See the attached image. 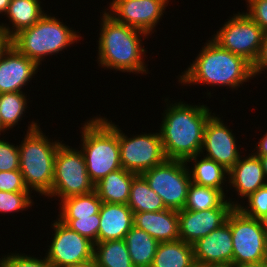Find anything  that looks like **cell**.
Here are the masks:
<instances>
[{"mask_svg": "<svg viewBox=\"0 0 267 267\" xmlns=\"http://www.w3.org/2000/svg\"><path fill=\"white\" fill-rule=\"evenodd\" d=\"M134 226L147 232L159 243L180 240L179 217L175 210L134 213Z\"/></svg>", "mask_w": 267, "mask_h": 267, "instance_id": "d6986e66", "label": "cell"}, {"mask_svg": "<svg viewBox=\"0 0 267 267\" xmlns=\"http://www.w3.org/2000/svg\"><path fill=\"white\" fill-rule=\"evenodd\" d=\"M94 258L98 267H134L124 239L95 243Z\"/></svg>", "mask_w": 267, "mask_h": 267, "instance_id": "83f0119b", "label": "cell"}, {"mask_svg": "<svg viewBox=\"0 0 267 267\" xmlns=\"http://www.w3.org/2000/svg\"><path fill=\"white\" fill-rule=\"evenodd\" d=\"M185 162L193 165L191 168L188 166L191 182L221 190L228 195L225 189H227L229 171L224 166L205 156L202 157L201 154L189 157Z\"/></svg>", "mask_w": 267, "mask_h": 267, "instance_id": "44dd1931", "label": "cell"}, {"mask_svg": "<svg viewBox=\"0 0 267 267\" xmlns=\"http://www.w3.org/2000/svg\"><path fill=\"white\" fill-rule=\"evenodd\" d=\"M127 205L133 213L156 212L167 209L163 200L149 187L141 175H137L131 183Z\"/></svg>", "mask_w": 267, "mask_h": 267, "instance_id": "4316f807", "label": "cell"}, {"mask_svg": "<svg viewBox=\"0 0 267 267\" xmlns=\"http://www.w3.org/2000/svg\"><path fill=\"white\" fill-rule=\"evenodd\" d=\"M232 200L233 198L229 197L219 208L203 211L185 209L178 211L180 240L193 245L198 239L223 225L233 208L240 205L239 200Z\"/></svg>", "mask_w": 267, "mask_h": 267, "instance_id": "9a60e30c", "label": "cell"}, {"mask_svg": "<svg viewBox=\"0 0 267 267\" xmlns=\"http://www.w3.org/2000/svg\"><path fill=\"white\" fill-rule=\"evenodd\" d=\"M216 115L217 113L213 112L205 125L200 154L221 164L229 171L241 157L239 147L242 146L241 144L237 146V138L233 131L226 123L224 124L222 117Z\"/></svg>", "mask_w": 267, "mask_h": 267, "instance_id": "5bb4252c", "label": "cell"}, {"mask_svg": "<svg viewBox=\"0 0 267 267\" xmlns=\"http://www.w3.org/2000/svg\"><path fill=\"white\" fill-rule=\"evenodd\" d=\"M100 13V33L96 47L98 66L116 72L150 74L144 62L147 50L142 43L149 35L115 21L104 10Z\"/></svg>", "mask_w": 267, "mask_h": 267, "instance_id": "7a4b0ae2", "label": "cell"}, {"mask_svg": "<svg viewBox=\"0 0 267 267\" xmlns=\"http://www.w3.org/2000/svg\"><path fill=\"white\" fill-rule=\"evenodd\" d=\"M259 159L262 163V168H263L266 180H267V156L259 157Z\"/></svg>", "mask_w": 267, "mask_h": 267, "instance_id": "bcb514c9", "label": "cell"}, {"mask_svg": "<svg viewBox=\"0 0 267 267\" xmlns=\"http://www.w3.org/2000/svg\"><path fill=\"white\" fill-rule=\"evenodd\" d=\"M134 267H151L159 242L133 226L124 237Z\"/></svg>", "mask_w": 267, "mask_h": 267, "instance_id": "d4e9b609", "label": "cell"}, {"mask_svg": "<svg viewBox=\"0 0 267 267\" xmlns=\"http://www.w3.org/2000/svg\"><path fill=\"white\" fill-rule=\"evenodd\" d=\"M5 131L7 132V130L3 127V124H2V120H1V116H0V135L1 133H3L5 135Z\"/></svg>", "mask_w": 267, "mask_h": 267, "instance_id": "7dc6e473", "label": "cell"}, {"mask_svg": "<svg viewBox=\"0 0 267 267\" xmlns=\"http://www.w3.org/2000/svg\"><path fill=\"white\" fill-rule=\"evenodd\" d=\"M39 69L33 60L10 45L0 58V94L23 92Z\"/></svg>", "mask_w": 267, "mask_h": 267, "instance_id": "2e32d148", "label": "cell"}, {"mask_svg": "<svg viewBox=\"0 0 267 267\" xmlns=\"http://www.w3.org/2000/svg\"><path fill=\"white\" fill-rule=\"evenodd\" d=\"M17 251L2 255L0 258V267H54L48 259L44 256L34 257V255H27ZM39 258V259H38Z\"/></svg>", "mask_w": 267, "mask_h": 267, "instance_id": "836d02e7", "label": "cell"}, {"mask_svg": "<svg viewBox=\"0 0 267 267\" xmlns=\"http://www.w3.org/2000/svg\"><path fill=\"white\" fill-rule=\"evenodd\" d=\"M237 267H267V259L260 261V262L245 263V264L237 265Z\"/></svg>", "mask_w": 267, "mask_h": 267, "instance_id": "7bdbcfd3", "label": "cell"}, {"mask_svg": "<svg viewBox=\"0 0 267 267\" xmlns=\"http://www.w3.org/2000/svg\"><path fill=\"white\" fill-rule=\"evenodd\" d=\"M34 120L28 125L26 135L18 145L19 170L31 192L46 196L52 189L54 160L61 140L51 141Z\"/></svg>", "mask_w": 267, "mask_h": 267, "instance_id": "277c9868", "label": "cell"}, {"mask_svg": "<svg viewBox=\"0 0 267 267\" xmlns=\"http://www.w3.org/2000/svg\"><path fill=\"white\" fill-rule=\"evenodd\" d=\"M3 139L4 137L0 139V172L19 170L18 145Z\"/></svg>", "mask_w": 267, "mask_h": 267, "instance_id": "e575fe53", "label": "cell"}, {"mask_svg": "<svg viewBox=\"0 0 267 267\" xmlns=\"http://www.w3.org/2000/svg\"><path fill=\"white\" fill-rule=\"evenodd\" d=\"M247 11L245 12L265 32L267 31V0H245Z\"/></svg>", "mask_w": 267, "mask_h": 267, "instance_id": "8d00e7d4", "label": "cell"}, {"mask_svg": "<svg viewBox=\"0 0 267 267\" xmlns=\"http://www.w3.org/2000/svg\"><path fill=\"white\" fill-rule=\"evenodd\" d=\"M11 0H0V14L3 16L10 4Z\"/></svg>", "mask_w": 267, "mask_h": 267, "instance_id": "ee69618b", "label": "cell"}, {"mask_svg": "<svg viewBox=\"0 0 267 267\" xmlns=\"http://www.w3.org/2000/svg\"><path fill=\"white\" fill-rule=\"evenodd\" d=\"M198 267H237L234 262H227V263H206V264H198Z\"/></svg>", "mask_w": 267, "mask_h": 267, "instance_id": "60d3db41", "label": "cell"}, {"mask_svg": "<svg viewBox=\"0 0 267 267\" xmlns=\"http://www.w3.org/2000/svg\"><path fill=\"white\" fill-rule=\"evenodd\" d=\"M252 70L255 78L267 71V31L263 34L259 55L252 65Z\"/></svg>", "mask_w": 267, "mask_h": 267, "instance_id": "74e56055", "label": "cell"}, {"mask_svg": "<svg viewBox=\"0 0 267 267\" xmlns=\"http://www.w3.org/2000/svg\"><path fill=\"white\" fill-rule=\"evenodd\" d=\"M244 200H247L248 203L244 206L245 202L242 203L243 201L240 200L242 205L240 204L236 208L244 215L258 219L267 213V185L260 187Z\"/></svg>", "mask_w": 267, "mask_h": 267, "instance_id": "d6a6232c", "label": "cell"}, {"mask_svg": "<svg viewBox=\"0 0 267 267\" xmlns=\"http://www.w3.org/2000/svg\"><path fill=\"white\" fill-rule=\"evenodd\" d=\"M195 264L233 262V242L229 223L213 230L193 244Z\"/></svg>", "mask_w": 267, "mask_h": 267, "instance_id": "e0dca14e", "label": "cell"}, {"mask_svg": "<svg viewBox=\"0 0 267 267\" xmlns=\"http://www.w3.org/2000/svg\"><path fill=\"white\" fill-rule=\"evenodd\" d=\"M67 267H98L97 263L95 261V258H91L87 261L81 262V263H77V264H73Z\"/></svg>", "mask_w": 267, "mask_h": 267, "instance_id": "b9f144b4", "label": "cell"}, {"mask_svg": "<svg viewBox=\"0 0 267 267\" xmlns=\"http://www.w3.org/2000/svg\"><path fill=\"white\" fill-rule=\"evenodd\" d=\"M228 196L221 190L205 187L191 182L186 203L183 209L190 211H203L207 209L219 208Z\"/></svg>", "mask_w": 267, "mask_h": 267, "instance_id": "f1b7e54d", "label": "cell"}, {"mask_svg": "<svg viewBox=\"0 0 267 267\" xmlns=\"http://www.w3.org/2000/svg\"><path fill=\"white\" fill-rule=\"evenodd\" d=\"M25 94V92L0 94V116L6 130H12L26 116L25 111L29 101L27 100V94Z\"/></svg>", "mask_w": 267, "mask_h": 267, "instance_id": "f546056e", "label": "cell"}, {"mask_svg": "<svg viewBox=\"0 0 267 267\" xmlns=\"http://www.w3.org/2000/svg\"><path fill=\"white\" fill-rule=\"evenodd\" d=\"M41 4L40 0H11L4 15L12 27L1 23L0 28L12 38L20 30L33 26L46 14Z\"/></svg>", "mask_w": 267, "mask_h": 267, "instance_id": "7402d4cb", "label": "cell"}, {"mask_svg": "<svg viewBox=\"0 0 267 267\" xmlns=\"http://www.w3.org/2000/svg\"><path fill=\"white\" fill-rule=\"evenodd\" d=\"M188 165L183 160L166 159L141 174L167 209L180 211L185 206L191 184Z\"/></svg>", "mask_w": 267, "mask_h": 267, "instance_id": "ba28073f", "label": "cell"}, {"mask_svg": "<svg viewBox=\"0 0 267 267\" xmlns=\"http://www.w3.org/2000/svg\"><path fill=\"white\" fill-rule=\"evenodd\" d=\"M159 134L166 159L186 161L200 154L205 125L213 114L205 104L191 105L165 98ZM169 101V102H168ZM175 102V103H174ZM169 103V104H168Z\"/></svg>", "mask_w": 267, "mask_h": 267, "instance_id": "6da1fadb", "label": "cell"}, {"mask_svg": "<svg viewBox=\"0 0 267 267\" xmlns=\"http://www.w3.org/2000/svg\"><path fill=\"white\" fill-rule=\"evenodd\" d=\"M203 46L192 64L178 75L180 85L226 86L233 91L254 80L252 64L245 58L221 48L211 38Z\"/></svg>", "mask_w": 267, "mask_h": 267, "instance_id": "3957f363", "label": "cell"}, {"mask_svg": "<svg viewBox=\"0 0 267 267\" xmlns=\"http://www.w3.org/2000/svg\"><path fill=\"white\" fill-rule=\"evenodd\" d=\"M50 226L53 238L45 257L54 267H67L94 257V243L70 229L57 217Z\"/></svg>", "mask_w": 267, "mask_h": 267, "instance_id": "7c38bea8", "label": "cell"}, {"mask_svg": "<svg viewBox=\"0 0 267 267\" xmlns=\"http://www.w3.org/2000/svg\"><path fill=\"white\" fill-rule=\"evenodd\" d=\"M170 0H112L104 11L115 21L150 35L168 6ZM159 22V23H158ZM155 27V28H154Z\"/></svg>", "mask_w": 267, "mask_h": 267, "instance_id": "4fadbf2b", "label": "cell"}, {"mask_svg": "<svg viewBox=\"0 0 267 267\" xmlns=\"http://www.w3.org/2000/svg\"><path fill=\"white\" fill-rule=\"evenodd\" d=\"M99 215L98 242L124 239L134 226V213L127 204L103 202Z\"/></svg>", "mask_w": 267, "mask_h": 267, "instance_id": "ffe728a7", "label": "cell"}, {"mask_svg": "<svg viewBox=\"0 0 267 267\" xmlns=\"http://www.w3.org/2000/svg\"><path fill=\"white\" fill-rule=\"evenodd\" d=\"M137 174L123 168L110 172L95 184V191L102 202L127 204L130 187Z\"/></svg>", "mask_w": 267, "mask_h": 267, "instance_id": "603a6c76", "label": "cell"}, {"mask_svg": "<svg viewBox=\"0 0 267 267\" xmlns=\"http://www.w3.org/2000/svg\"><path fill=\"white\" fill-rule=\"evenodd\" d=\"M0 191L31 192L26 187L20 170L0 172Z\"/></svg>", "mask_w": 267, "mask_h": 267, "instance_id": "d590c367", "label": "cell"}, {"mask_svg": "<svg viewBox=\"0 0 267 267\" xmlns=\"http://www.w3.org/2000/svg\"><path fill=\"white\" fill-rule=\"evenodd\" d=\"M95 190L81 149L61 143L54 160V177L51 191L45 196L61 202L68 197L87 194Z\"/></svg>", "mask_w": 267, "mask_h": 267, "instance_id": "52a82bcc", "label": "cell"}, {"mask_svg": "<svg viewBox=\"0 0 267 267\" xmlns=\"http://www.w3.org/2000/svg\"><path fill=\"white\" fill-rule=\"evenodd\" d=\"M261 227L264 229V231L267 233V213L262 215L261 217L258 218Z\"/></svg>", "mask_w": 267, "mask_h": 267, "instance_id": "f6af8a7d", "label": "cell"}, {"mask_svg": "<svg viewBox=\"0 0 267 267\" xmlns=\"http://www.w3.org/2000/svg\"><path fill=\"white\" fill-rule=\"evenodd\" d=\"M227 20L211 39L253 65L259 55L264 31L243 11L233 13Z\"/></svg>", "mask_w": 267, "mask_h": 267, "instance_id": "9c48e42d", "label": "cell"}, {"mask_svg": "<svg viewBox=\"0 0 267 267\" xmlns=\"http://www.w3.org/2000/svg\"><path fill=\"white\" fill-rule=\"evenodd\" d=\"M102 201L96 191L63 199L59 205L58 219H80L99 214Z\"/></svg>", "mask_w": 267, "mask_h": 267, "instance_id": "484cf974", "label": "cell"}, {"mask_svg": "<svg viewBox=\"0 0 267 267\" xmlns=\"http://www.w3.org/2000/svg\"><path fill=\"white\" fill-rule=\"evenodd\" d=\"M11 45V37L0 28V58L3 53L10 47Z\"/></svg>", "mask_w": 267, "mask_h": 267, "instance_id": "ab89813d", "label": "cell"}, {"mask_svg": "<svg viewBox=\"0 0 267 267\" xmlns=\"http://www.w3.org/2000/svg\"><path fill=\"white\" fill-rule=\"evenodd\" d=\"M241 155L236 164L229 170L228 186L235 189L236 196L247 198L260 187L267 185V180L258 156ZM243 156V157H242ZM231 186V187H230Z\"/></svg>", "mask_w": 267, "mask_h": 267, "instance_id": "ac0fdd59", "label": "cell"}, {"mask_svg": "<svg viewBox=\"0 0 267 267\" xmlns=\"http://www.w3.org/2000/svg\"><path fill=\"white\" fill-rule=\"evenodd\" d=\"M118 141L122 168L129 172L141 175L166 160L159 131L129 137L118 127Z\"/></svg>", "mask_w": 267, "mask_h": 267, "instance_id": "8fae6325", "label": "cell"}, {"mask_svg": "<svg viewBox=\"0 0 267 267\" xmlns=\"http://www.w3.org/2000/svg\"><path fill=\"white\" fill-rule=\"evenodd\" d=\"M78 33L46 12L33 26L15 34L11 38V45L40 67L47 56L61 54L70 45L80 42L82 36Z\"/></svg>", "mask_w": 267, "mask_h": 267, "instance_id": "8992f818", "label": "cell"}, {"mask_svg": "<svg viewBox=\"0 0 267 267\" xmlns=\"http://www.w3.org/2000/svg\"><path fill=\"white\" fill-rule=\"evenodd\" d=\"M193 245L182 240L160 242L151 267H194Z\"/></svg>", "mask_w": 267, "mask_h": 267, "instance_id": "cb8c5ba5", "label": "cell"}, {"mask_svg": "<svg viewBox=\"0 0 267 267\" xmlns=\"http://www.w3.org/2000/svg\"><path fill=\"white\" fill-rule=\"evenodd\" d=\"M118 126L107 117L96 115L84 121L80 128L79 148L81 147L88 175L94 185L110 172L122 168Z\"/></svg>", "mask_w": 267, "mask_h": 267, "instance_id": "5b68a950", "label": "cell"}, {"mask_svg": "<svg viewBox=\"0 0 267 267\" xmlns=\"http://www.w3.org/2000/svg\"><path fill=\"white\" fill-rule=\"evenodd\" d=\"M255 145L256 147L252 150L254 155L258 157L267 156V132H265L262 138L260 137V140Z\"/></svg>", "mask_w": 267, "mask_h": 267, "instance_id": "f35d334b", "label": "cell"}, {"mask_svg": "<svg viewBox=\"0 0 267 267\" xmlns=\"http://www.w3.org/2000/svg\"><path fill=\"white\" fill-rule=\"evenodd\" d=\"M70 229L89 239L94 244L98 242V231L100 227V215L94 214L90 217L80 219H59Z\"/></svg>", "mask_w": 267, "mask_h": 267, "instance_id": "1f68e13d", "label": "cell"}, {"mask_svg": "<svg viewBox=\"0 0 267 267\" xmlns=\"http://www.w3.org/2000/svg\"><path fill=\"white\" fill-rule=\"evenodd\" d=\"M226 221L231 229L233 262L236 265L267 259V233L258 219L248 217L234 207Z\"/></svg>", "mask_w": 267, "mask_h": 267, "instance_id": "30bf717a", "label": "cell"}, {"mask_svg": "<svg viewBox=\"0 0 267 267\" xmlns=\"http://www.w3.org/2000/svg\"><path fill=\"white\" fill-rule=\"evenodd\" d=\"M33 192H5L0 191V213H18L28 210L34 204L31 199ZM21 210V211H20Z\"/></svg>", "mask_w": 267, "mask_h": 267, "instance_id": "4dcf8cb0", "label": "cell"}]
</instances>
